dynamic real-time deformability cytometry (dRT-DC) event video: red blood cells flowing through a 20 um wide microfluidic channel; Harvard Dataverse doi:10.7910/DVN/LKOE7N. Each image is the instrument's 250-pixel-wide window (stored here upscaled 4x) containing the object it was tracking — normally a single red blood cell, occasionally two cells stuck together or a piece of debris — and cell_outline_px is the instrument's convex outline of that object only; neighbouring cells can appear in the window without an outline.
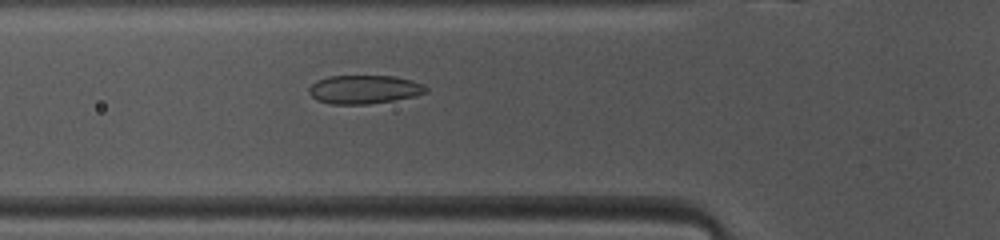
{"species": "common noctule bat (a hibernating species)", "species_latin": "Nyctalus noctula", "temperature_condition": "warm", "stored_images_in_passage": 36, "camera_frame_rate_fps": 3000, "um_per_image_px": 0.085, "animal": {"sex": "female", "body_mass_g": 10.0, "forearm_length_mm": 53.1}, "frame": {"image": 1, "passage_image": 7, "time_ms": 2.0, "image_size_px": [1000, 240], "cell_outline_px": [[428, 92], [396, 100], [368, 104], [332, 104], [316, 100], [308, 92], [308, 88], [316, 80], [328, 76], [396, 76], [412, 80], [424, 84], [428, 88]], "centroid_in_image_um": [30.96, 7.6], "position_along_channel_um": 94.8, "area_um2": 19.65}}
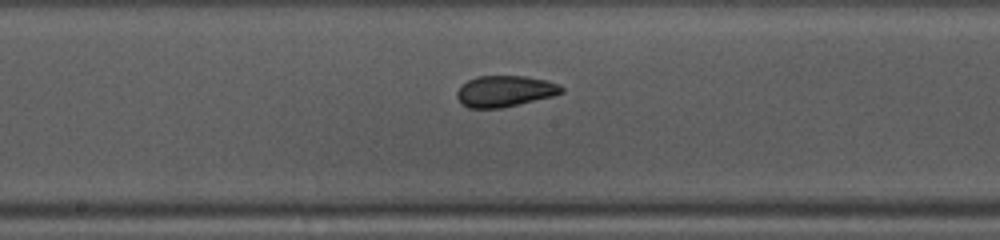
{"frame": {"image": 2, "passage_image": 15, "time_ms": 4.667, "image_size_px": [1000, 240], "cell_outline_px": [[564, 92], [552, 96], [504, 108], [468, 108], [460, 104], [456, 96], [456, 92], [460, 84], [476, 76], [528, 76], [548, 80], [564, 88]], "centroid_in_image_um": [42.87, 7.75], "position_along_channel_um": 205.3, "area_um2": 19.31}}
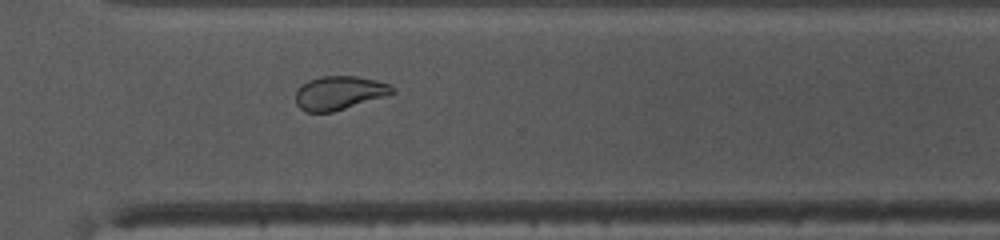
{"frame": {"image": 3, "passage_image": 25, "time_ms": 8.0, "image_size_px": [1000, 240], "cell_outline_px": [[396, 92], [384, 96], [332, 112], [308, 112], [300, 108], [296, 104], [296, 92], [300, 84], [308, 80], [324, 76], [356, 76], [376, 80], [388, 84], [396, 88]], "centroid_in_image_um": [28.82, 7.88], "position_along_channel_um": 341.8, "area_um2": 18.84}, "authors_computed_cell_mechanics": {"area_um2": 19.5653, "velocity_mm_per_s": 4.1082, "shape_relaxation_time_tau1_ms": 10.1613, "shape_relaxation_time_tau2_ms": 1.3731, "deformation_change_tau1": 0.2163, "deformation_change_tau2": 0.0635}}